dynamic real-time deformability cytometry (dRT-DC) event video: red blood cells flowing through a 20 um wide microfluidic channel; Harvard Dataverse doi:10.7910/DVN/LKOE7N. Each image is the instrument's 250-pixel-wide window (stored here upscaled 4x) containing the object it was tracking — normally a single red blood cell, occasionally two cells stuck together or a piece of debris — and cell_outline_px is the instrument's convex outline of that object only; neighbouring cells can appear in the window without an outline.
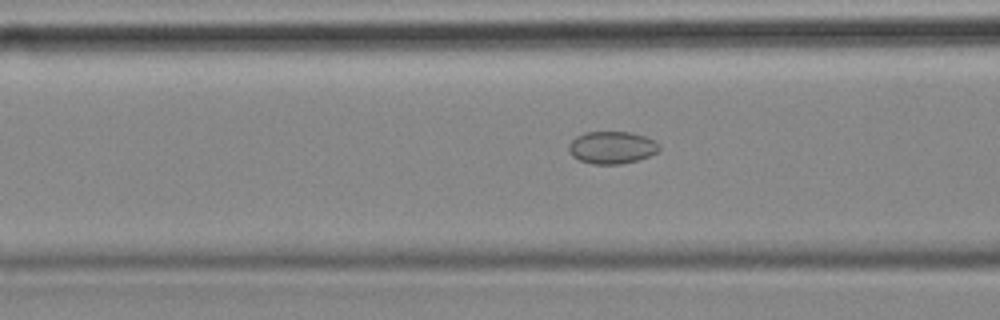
{"species": "common noctule bat (a hibernating species)", "species_latin": "Nyctalus noctula", "temperature_condition": "cold", "stored_images_in_passage": 56, "camera_frame_rate_fps": 3000, "um_per_image_px": 0.085, "animal": {"sex": "female", "body_mass_g": 18.4}, "frame": {"image": 1, "passage_image": 21, "time_ms": 6.667, "image_size_px": [1000, 320], "cell_outline_px": [[660, 148], [656, 152], [648, 156], [636, 160], [620, 164], [592, 164], [580, 160], [572, 156], [568, 148], [568, 144], [576, 136], [584, 132], [628, 132], [644, 136], [656, 140], [660, 144]], "centroid_in_image_um": [52.0, 12.53], "position_along_channel_um": 114.6, "area_um2": 17.05}}
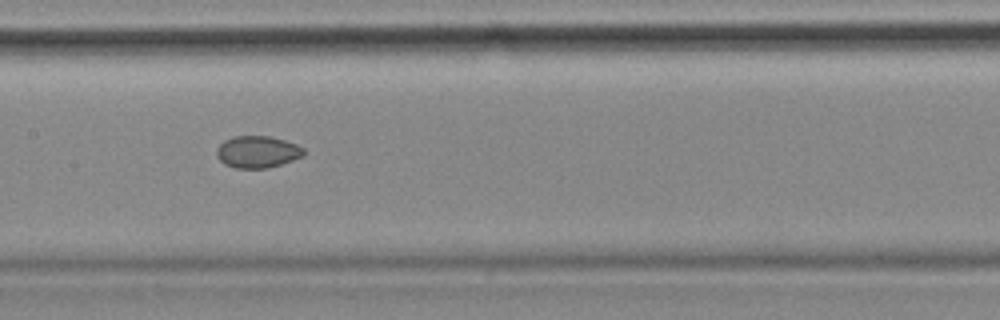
{"frame": {"image": 2, "passage_image": 27, "time_ms": 8.667, "image_size_px": [1000, 320], "cell_outline_px": [[304, 156], [268, 168], [236, 168], [224, 164], [216, 156], [216, 148], [224, 140], [236, 136], [268, 136], [284, 140], [296, 144], [304, 148]], "centroid_in_image_um": [21.86, 12.91], "position_along_channel_um": 185.5, "area_um2": 16.18}}
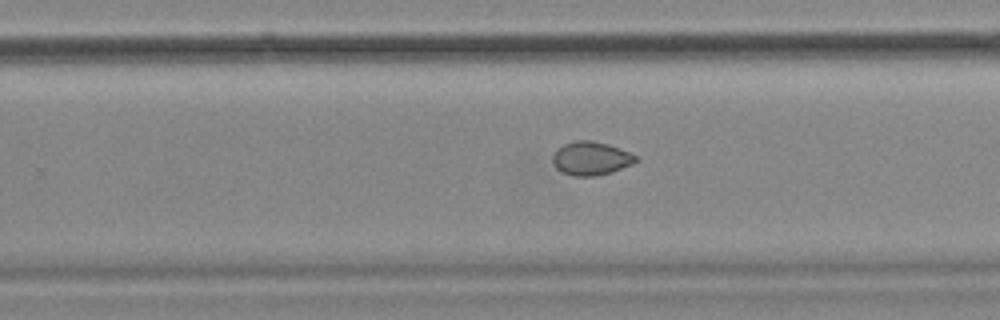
{"frame": {"image": 3, "passage_image": 35, "time_ms": 11.333, "image_size_px": [1000, 320], "cell_outline_px": [[640, 156], [632, 164], [612, 172], [596, 176], [572, 176], [556, 168], [552, 164], [552, 156], [556, 148], [564, 144], [576, 140], [592, 140], [608, 144]], "centroid_in_image_um": [50.22, 13.46], "position_along_channel_um": 279.6, "area_um2": 16.42}, "authors_computed_cell_mechanics": {"area_um2": 17.7735, "velocity_mm_per_s": 3.5448, "shape_relaxation_time_tau1_ms": null, "shape_relaxation_time_tau2_ms": 2.7088, "deformation_change_tau1": null, "deformation_change_tau2": 0.0466}}